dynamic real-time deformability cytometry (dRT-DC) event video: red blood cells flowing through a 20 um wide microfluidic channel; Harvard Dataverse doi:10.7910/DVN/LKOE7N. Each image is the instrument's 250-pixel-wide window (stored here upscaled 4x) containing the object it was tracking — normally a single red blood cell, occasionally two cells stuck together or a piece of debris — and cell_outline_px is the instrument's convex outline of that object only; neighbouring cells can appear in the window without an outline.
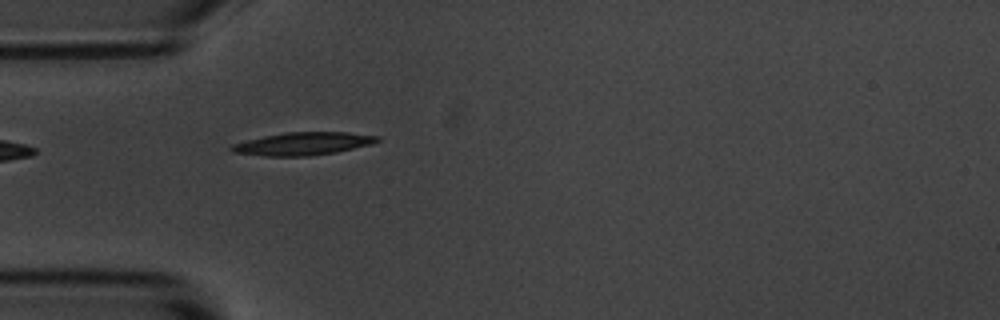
{"species": "common noctule bat (a hibernating species)", "species_latin": "Nyctalus noctula", "temperature_condition": "room temperature", "stored_images_in_passage": 1, "camera_frame_rate_fps": 3000, "um_per_image_px": 0.085, "animal": {"sex": "male", "body_mass_g": 20.1, "forearm_length_mm": 53.5}, "frame": {"image": 1, "passage_image": 1, "time_ms": 0.0, "image_size_px": [1000, 320], "cell_outline_px": [[380, 140], [372, 144], [336, 152], [308, 156], [264, 156], [232, 152], [228, 148], [232, 144], [264, 136], [284, 132], [348, 132], [380, 136]], "centroid_in_image_um": [25.76, 12.21], "position_along_channel_um": 59.2, "area_um2": 19.42}}